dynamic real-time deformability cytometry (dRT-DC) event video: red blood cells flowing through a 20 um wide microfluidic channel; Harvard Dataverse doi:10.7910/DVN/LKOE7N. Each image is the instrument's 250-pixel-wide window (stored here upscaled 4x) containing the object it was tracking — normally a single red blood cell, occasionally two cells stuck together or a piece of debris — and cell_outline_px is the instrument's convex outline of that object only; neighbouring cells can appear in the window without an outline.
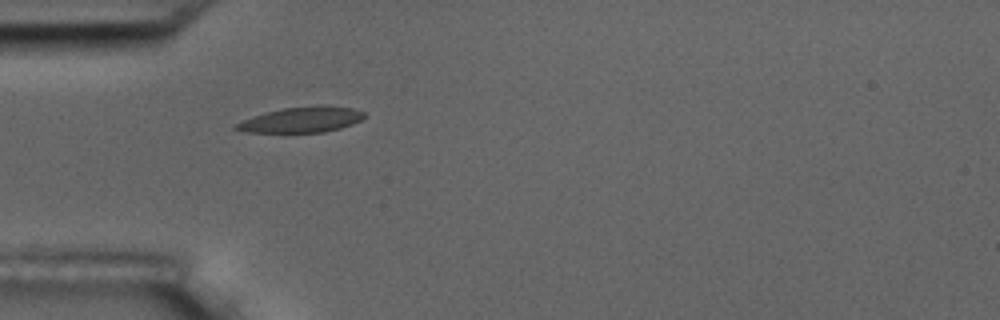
{"species": "common noctule bat (a hibernating species)", "species_latin": "Nyctalus noctula", "temperature_condition": "room temperature", "stored_images_in_passage": 41, "camera_frame_rate_fps": 3000, "um_per_image_px": 0.085, "animal": {"sex": "male", "body_mass_g": 17.5, "forearm_length_mm": 52.3}, "frame": {"image": 1, "passage_image": 1, "time_ms": 0.0, "image_size_px": [1000, 320], "cell_outline_px": [[364, 116], [360, 120], [352, 124], [340, 128], [324, 132], [248, 132], [232, 128], [232, 124], [240, 120], [252, 116], [284, 108], [320, 104], [328, 104], [352, 108], [364, 112]], "centroid_in_image_um": [25.61, 10.16], "position_along_channel_um": 59.4, "area_um2": 19.25}}
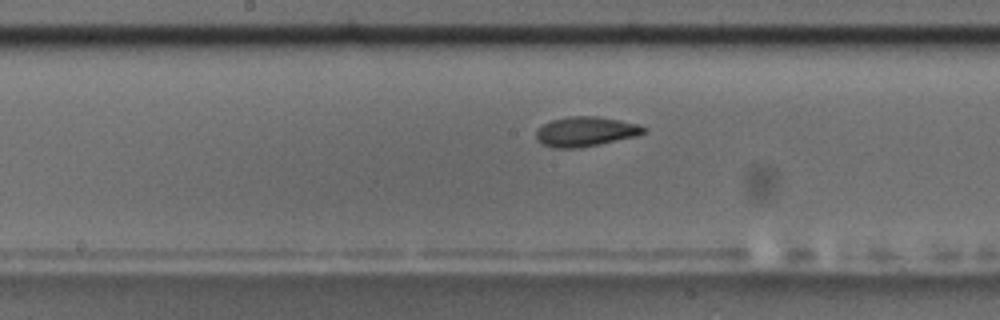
{"frame": {"image": 2, "passage_image": 13, "time_ms": 4.0, "image_size_px": [1000, 320], "cell_outline_px": [[648, 128], [644, 132], [636, 136], [580, 148], [552, 148], [536, 140], [536, 132], [544, 124], [552, 120], [568, 116], [596, 116], [620, 120], [640, 124]], "centroid_in_image_um": [49.79, 11.18], "position_along_channel_um": 198.4, "area_um2": 18.61}}
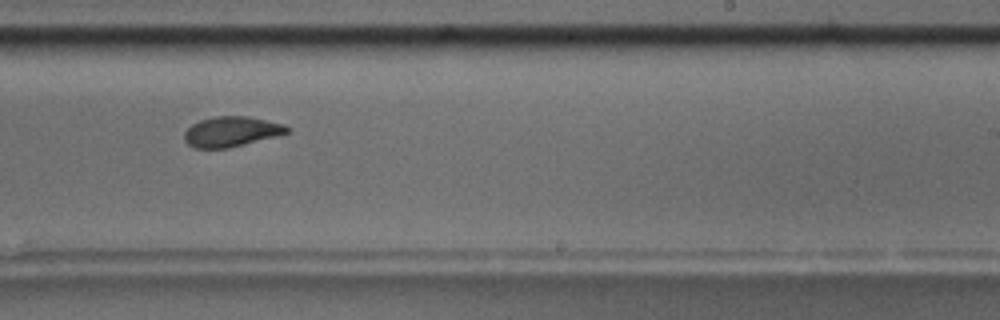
{"frame": {"image": 3, "passage_image": 19, "time_ms": 6.0, "image_size_px": [1000, 320], "cell_outline_px": [[292, 128], [288, 132], [228, 148], [196, 148], [188, 144], [184, 140], [184, 132], [192, 124], [200, 120], [212, 116], [248, 116], [284, 124]], "centroid_in_image_um": [19.63, 11.17], "position_along_channel_um": 269.4, "area_um2": 17.86}, "authors_computed_cell_mechanics": {"area_um2": 18.785, "velocity_mm_per_s": 3.5548, "shape_relaxation_time_tau1_ms": 4.5589, "shape_relaxation_time_tau2_ms": 1.9052, "deformation_change_tau1": 0.1645, "deformation_change_tau2": 0.0803}}